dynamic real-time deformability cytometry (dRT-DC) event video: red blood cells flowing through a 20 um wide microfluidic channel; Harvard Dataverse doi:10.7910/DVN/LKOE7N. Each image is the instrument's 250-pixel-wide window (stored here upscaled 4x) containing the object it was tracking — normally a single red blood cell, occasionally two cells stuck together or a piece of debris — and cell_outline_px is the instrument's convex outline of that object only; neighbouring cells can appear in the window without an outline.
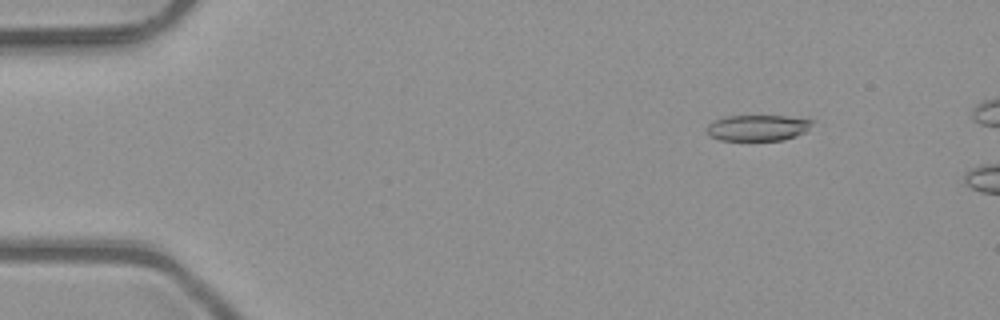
{"species": "common noctule bat (a hibernating species)", "species_latin": "Nyctalus noctula", "temperature_condition": "room temperature", "stored_images_in_passage": 2, "camera_frame_rate_fps": 3000, "um_per_image_px": 0.085, "animal": {"sex": "male", "body_mass_g": 23.1, "forearm_length_mm": 52.7}, "frame": {"image": 1, "passage_image": 1, "time_ms": 0.0, "image_size_px": [1000, 320], "cell_outline_px": [[812, 120], [808, 128], [804, 132], [796, 136], [784, 140], [720, 140], [712, 136], [704, 128], [708, 124], [716, 120], [728, 116], [788, 116]], "centroid_in_image_um": [64.38, 10.86], "position_along_channel_um": 20.6, "area_um2": 15.72}}